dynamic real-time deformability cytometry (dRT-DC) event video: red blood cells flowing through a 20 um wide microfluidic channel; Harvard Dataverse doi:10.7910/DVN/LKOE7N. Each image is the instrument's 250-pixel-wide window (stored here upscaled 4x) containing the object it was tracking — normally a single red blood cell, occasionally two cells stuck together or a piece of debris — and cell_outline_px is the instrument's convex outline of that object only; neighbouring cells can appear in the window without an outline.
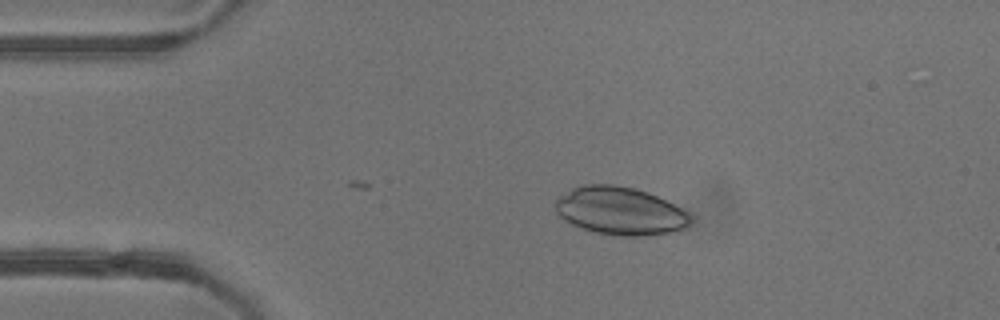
{"species": "common noctule bat (a hibernating species)", "species_latin": "Nyctalus noctula", "temperature_condition": "warm", "stored_images_in_passage": 19, "camera_frame_rate_fps": 3000, "um_per_image_px": 0.085, "animal": {"sex": "female"}, "frame": {"image": 1, "passage_image": 1, "time_ms": 0.0, "image_size_px": [1000, 320], "cell_outline_px": [[692, 224], [684, 228], [672, 232], [644, 236], [624, 236], [596, 232], [572, 224], [560, 216], [556, 212], [556, 200], [560, 196], [572, 188], [584, 184], [612, 184], [632, 188], [648, 192], [688, 212], [692, 216]], "centroid_in_image_um": [52.74, 17.93], "position_along_channel_um": 32.3, "area_um2": 37.45}}
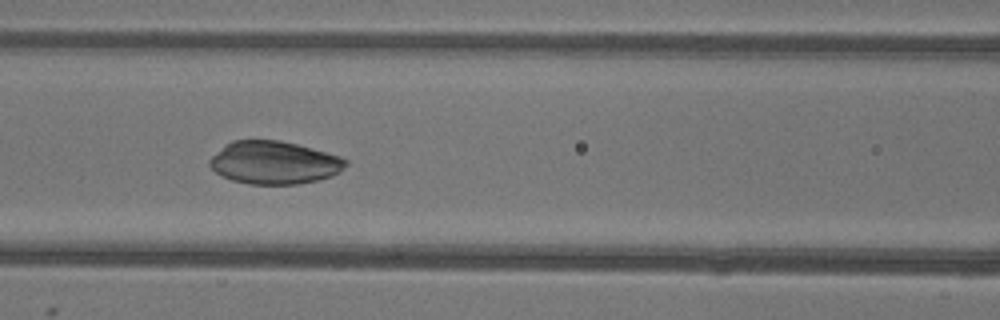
{"frame": {"image": 2, "passage_image": 13, "time_ms": 4.0, "image_size_px": [1000, 320], "cell_outline_px": [[348, 164], [340, 172], [332, 176], [316, 180], [296, 184], [248, 184], [232, 180], [216, 172], [208, 164], [208, 160], [212, 156], [232, 140], [280, 140], [312, 148], [340, 156], [348, 160]], "centroid_in_image_um": [23.33, 13.82], "position_along_channel_um": 143.3, "area_um2": 33.87}}
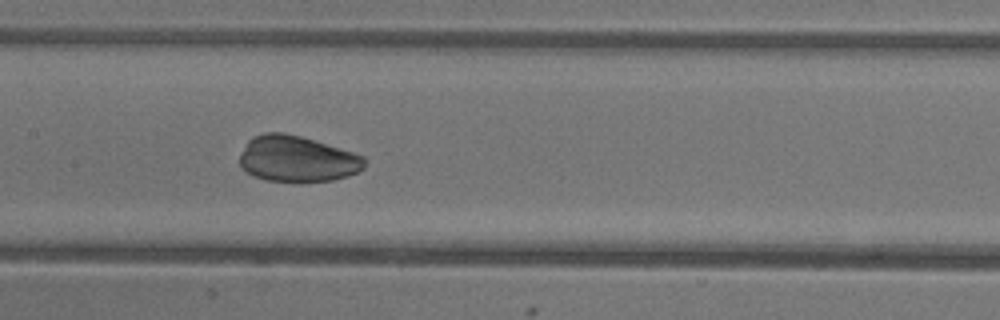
{"frame": {"image": 3, "passage_image": 16, "time_ms": 5.0, "image_size_px": [1000, 320], "cell_outline_px": [[364, 168], [348, 176], [332, 180], [300, 184], [268, 180], [256, 176], [240, 168], [240, 156], [248, 140], [252, 136], [264, 132], [284, 132], [300, 136], [352, 152], [364, 156]], "centroid_in_image_um": [25.24, 13.53], "position_along_channel_um": 182.2, "area_um2": 33.76}}